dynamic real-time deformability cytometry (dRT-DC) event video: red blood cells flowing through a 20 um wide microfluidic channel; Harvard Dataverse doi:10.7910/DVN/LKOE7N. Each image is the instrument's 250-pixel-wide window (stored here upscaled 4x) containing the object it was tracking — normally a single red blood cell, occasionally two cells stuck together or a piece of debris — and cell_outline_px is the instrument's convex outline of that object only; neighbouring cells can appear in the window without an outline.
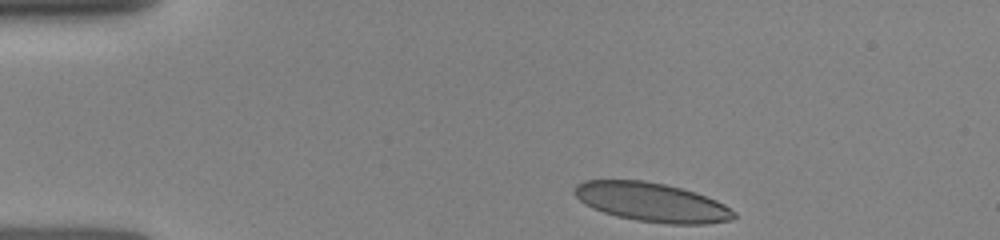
{"species": "human", "species_latin": "Homo sapiens", "temperature_condition": "room temperature", "stored_images_in_passage": 10, "camera_frame_rate_fps": 3000, "um_per_image_px": 0.085, "donor": {"sex": "female"}, "frame": {"image": 1, "passage_image": 1, "time_ms": 0.0, "image_size_px": [1000, 240], "cell_outline_px": [[736, 216], [732, 220], [704, 224], [668, 224], [636, 220], [616, 216], [592, 208], [584, 204], [572, 192], [576, 184], [584, 180], [644, 180], [664, 184], [696, 192], [716, 200], [724, 204], [736, 212]], "centroid_in_image_um": [55.4, 17.19], "position_along_channel_um": 29.6, "area_um2": 36.36}}
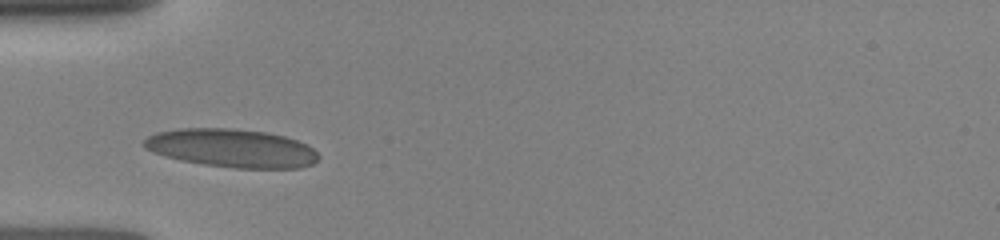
{"frame": {"image": 2, "passage_image": 6, "time_ms": 2.333, "image_size_px": [1000, 240], "cell_outline_px": [[320, 156], [312, 164], [300, 168], [232, 168], [204, 164], [180, 160], [164, 156], [152, 152], [144, 148], [144, 140], [148, 136], [156, 132], [180, 128], [232, 128], [264, 132], [284, 136], [308, 144]], "centroid_in_image_um": [19.68, 12.59], "position_along_channel_um": 65.3, "area_um2": 39.07}}
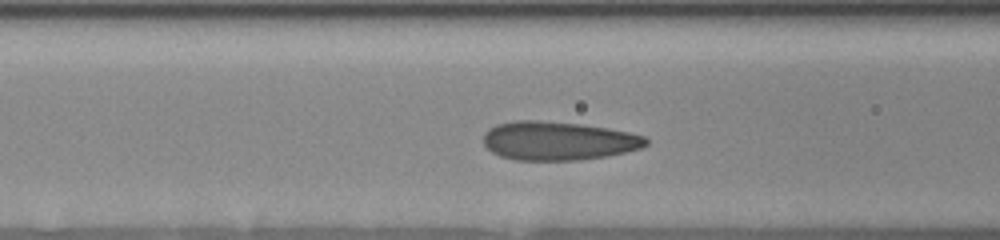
{"frame": {"image": 3, "passage_image": 9, "time_ms": 3.667, "image_size_px": [1000, 240], "cell_outline_px": [[648, 144], [640, 148], [624, 152], [604, 156], [580, 160], [516, 160], [500, 156], [492, 152], [484, 144], [484, 132], [488, 128], [496, 124], [516, 120], [536, 120], [580, 124], [628, 132], [644, 136], [648, 140]], "centroid_in_image_um": [47.4, 11.97], "position_along_channel_um": 119.2, "area_um2": 36.47}}